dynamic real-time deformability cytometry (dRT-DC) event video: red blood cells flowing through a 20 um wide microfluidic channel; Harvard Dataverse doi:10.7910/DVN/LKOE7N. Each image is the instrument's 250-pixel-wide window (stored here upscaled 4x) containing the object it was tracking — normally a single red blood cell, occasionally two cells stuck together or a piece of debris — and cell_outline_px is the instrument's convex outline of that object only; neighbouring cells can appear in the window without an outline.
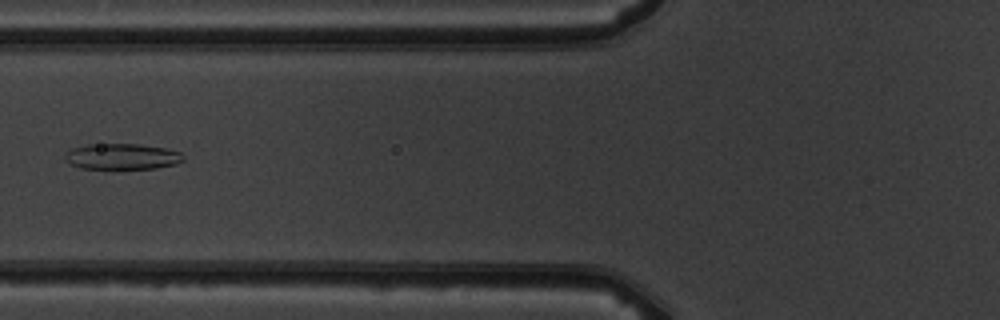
{"species": "common noctule bat (a hibernating species)", "species_latin": "Nyctalus noctula", "temperature_condition": "warm", "stored_images_in_passage": 8, "camera_frame_rate_fps": 3000, "um_per_image_px": 0.085, "animal": {"sex": "male", "body_mass_g": 19.5, "forearm_length_mm": 54.6}, "frame": {"image": 1, "passage_image": 7, "time_ms": 7.0, "image_size_px": [1000, 320], "cell_outline_px": [[184, 160], [176, 164], [156, 168], [80, 168], [68, 164], [64, 160], [64, 156], [72, 148], [88, 144], [136, 144], [168, 148], [180, 152], [184, 156]], "centroid_in_image_um": [10.37, 13.3], "position_along_channel_um": 115.4, "area_um2": 17.86}}